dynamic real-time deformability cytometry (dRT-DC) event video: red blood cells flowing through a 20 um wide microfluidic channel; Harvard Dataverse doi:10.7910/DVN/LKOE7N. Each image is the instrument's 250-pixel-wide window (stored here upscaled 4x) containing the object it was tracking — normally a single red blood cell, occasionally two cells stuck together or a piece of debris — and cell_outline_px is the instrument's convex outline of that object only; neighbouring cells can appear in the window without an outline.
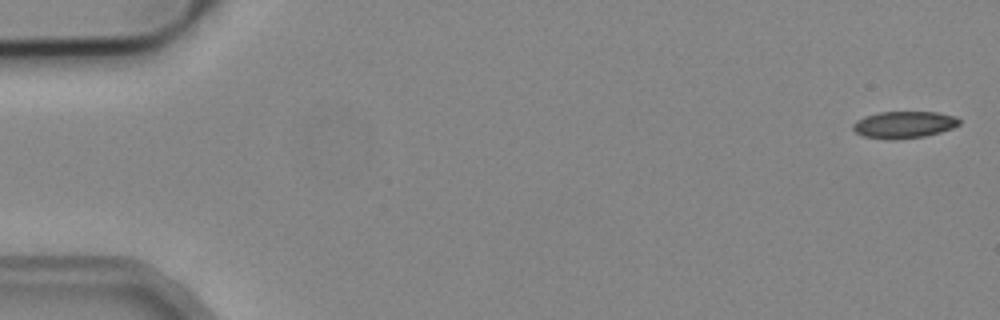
{"species": "common noctule bat (a hibernating species)", "species_latin": "Nyctalus noctula", "temperature_condition": "cold", "stored_images_in_passage": 5, "camera_frame_rate_fps": 3000, "um_per_image_px": 0.085, "animal": {"sex": "male", "body_mass_g": 19.2, "forearm_length_mm": 51.8}, "frame": {"image": 1, "passage_image": 1, "time_ms": 0.0, "image_size_px": [1000, 320], "cell_outline_px": [[960, 124], [952, 128], [940, 132], [924, 136], [896, 140], [892, 140], [864, 136], [856, 132], [852, 128], [852, 124], [856, 120], [864, 116], [880, 112], [936, 112], [956, 116], [960, 120]], "centroid_in_image_um": [76.83, 10.59], "position_along_channel_um": 8.2, "area_um2": 16.7}}
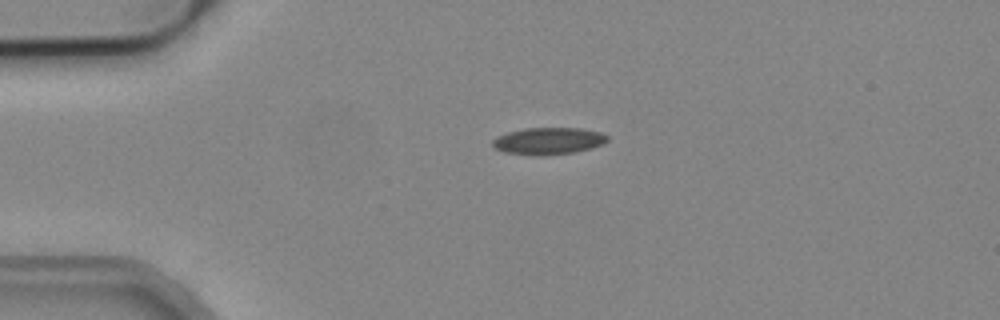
{"frame": {"image": 2, "passage_image": 4, "time_ms": 1.0, "image_size_px": [1000, 320], "cell_outline_px": [[608, 140], [592, 148], [572, 152], [504, 152], [496, 148], [492, 144], [492, 140], [508, 132], [524, 128], [580, 128], [600, 132], [608, 136]], "centroid_in_image_um": [46.66, 11.91], "position_along_channel_um": 38.3, "area_um2": 16.82}}